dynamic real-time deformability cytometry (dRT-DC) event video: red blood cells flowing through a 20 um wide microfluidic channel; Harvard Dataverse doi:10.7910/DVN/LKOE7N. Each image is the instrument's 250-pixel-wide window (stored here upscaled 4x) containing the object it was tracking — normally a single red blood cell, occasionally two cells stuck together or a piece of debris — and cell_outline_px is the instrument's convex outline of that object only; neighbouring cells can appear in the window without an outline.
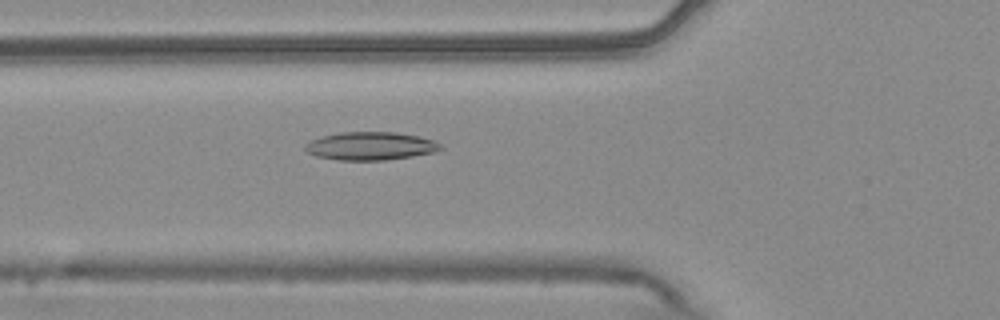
{"species": "common noctule bat (a hibernating species)", "species_latin": "Nyctalus noctula", "temperature_condition": "warm", "stored_images_in_passage": 55, "camera_frame_rate_fps": 3000, "um_per_image_px": 0.085, "animal": {"sex": "male", "body_mass_g": 20.4}, "frame": {"image": 1, "passage_image": 20, "time_ms": 6.333, "image_size_px": [1000, 320], "cell_outline_px": [[444, 148], [432, 152], [412, 156], [384, 160], [336, 160], [316, 156], [308, 152], [304, 148], [304, 144], [312, 140], [324, 136], [340, 132], [396, 132], [416, 136], [432, 140], [440, 144]], "centroid_in_image_um": [31.46, 12.41], "position_along_channel_um": 94.3, "area_um2": 21.96}}
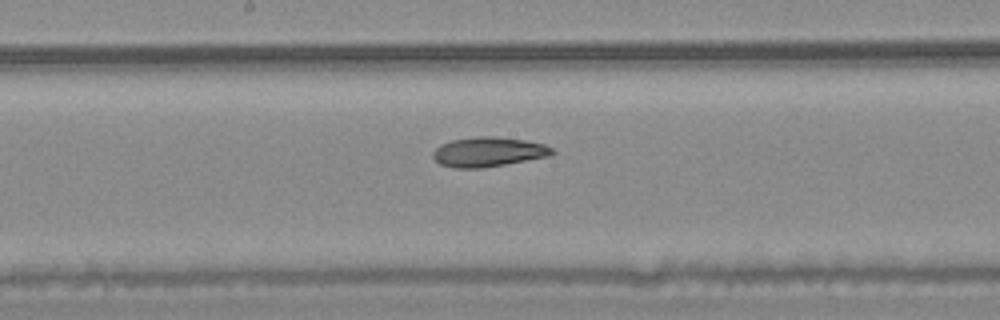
{"frame": {"image": 2, "passage_image": 29, "time_ms": 9.333, "image_size_px": [1000, 320], "cell_outline_px": [[556, 152], [548, 156], [504, 164], [480, 168], [452, 168], [440, 164], [432, 156], [432, 152], [440, 144], [452, 140], [476, 136], [492, 136], [524, 140], [544, 144], [552, 148]], "centroid_in_image_um": [41.47, 12.91], "position_along_channel_um": 206.7, "area_um2": 20.46}}
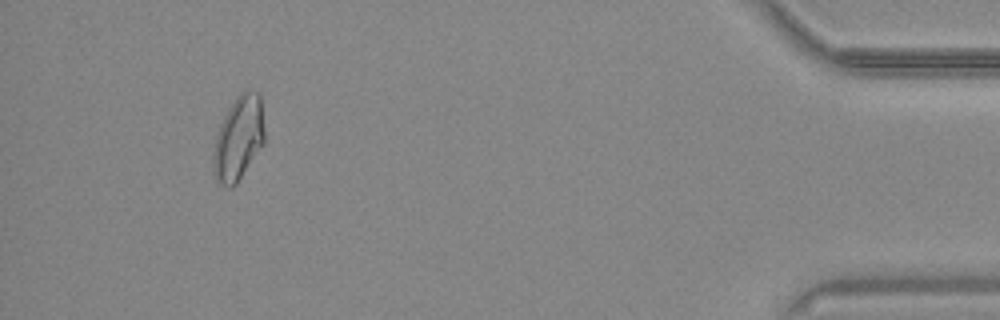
{"frame": {"image": 3, "passage_image": 51, "time_ms": 16.667, "image_size_px": [1000, 320], "cell_outline_px": [[264, 144], [236, 184], [232, 188], [228, 188], [220, 184], [216, 180], [212, 172], [212, 152], [216, 136], [220, 124], [228, 108], [236, 96], [240, 92], [248, 88], [252, 88], [260, 92], [264, 128]], "centroid_in_image_um": [20.26, 11.74], "position_along_channel_um": 414.9, "area_um2": 25.72}, "authors_computed_cell_mechanics": {"area_um2": 22.1952, "velocity_mm_per_s": 3.7308, "shape_relaxation_time_tau1_ms": null, "shape_relaxation_time_tau2_ms": 5.5709, "deformation_change_tau1": null, "deformation_change_tau2": 0.1253}}